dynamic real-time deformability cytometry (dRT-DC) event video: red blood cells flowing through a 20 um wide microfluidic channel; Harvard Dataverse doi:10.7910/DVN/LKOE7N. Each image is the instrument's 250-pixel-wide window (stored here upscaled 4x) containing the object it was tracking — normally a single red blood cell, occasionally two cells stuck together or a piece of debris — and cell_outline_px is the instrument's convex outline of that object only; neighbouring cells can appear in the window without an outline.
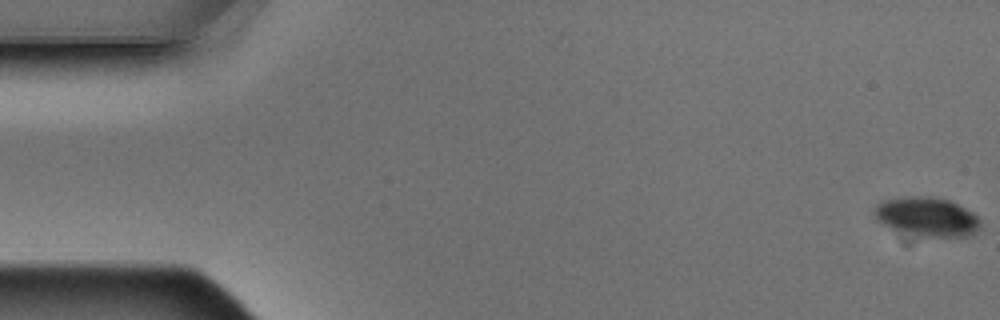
{"species": "Egyptian fruit bat (a non-hibernating species)", "species_latin": "Rousettus aegyptiacus", "temperature_condition": "warm", "stored_images_in_passage": 5, "camera_frame_rate_fps": 3000, "um_per_image_px": 0.085, "animal": {"sex": "male"}, "frame": {"image": 1, "passage_image": 1, "time_ms": 0.0, "image_size_px": [1000, 320], "cell_outline_px": [[980, 228], [976, 232], [968, 236], [924, 236], [892, 228], [876, 220], [872, 212], [876, 204], [880, 200], [904, 196], [936, 196], [948, 200], [972, 212], [980, 220]], "centroid_in_image_um": [78.75, 18.39], "position_along_channel_um": 6.2, "area_um2": 24.1}}
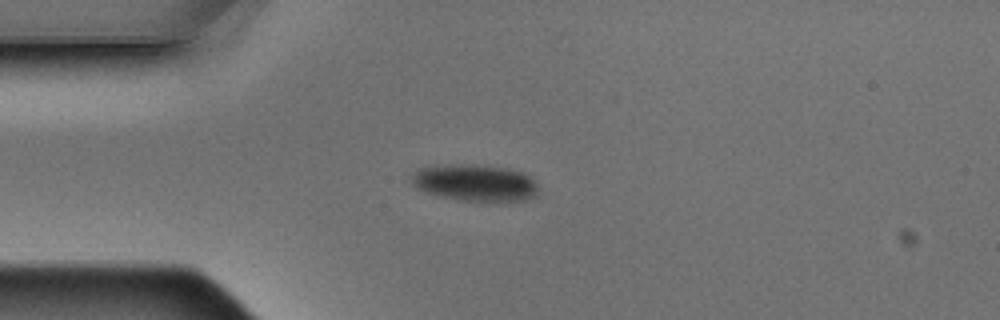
{"frame": {"image": 2, "passage_image": 4, "time_ms": 1.0, "image_size_px": [1000, 320], "cell_outline_px": [[536, 196], [524, 200], [460, 200], [428, 192], [416, 188], [412, 184], [412, 176], [424, 164], [472, 164], [504, 168], [524, 172], [536, 184]], "centroid_in_image_um": [40.32, 15.5], "position_along_channel_um": 44.7, "area_um2": 26.82}}
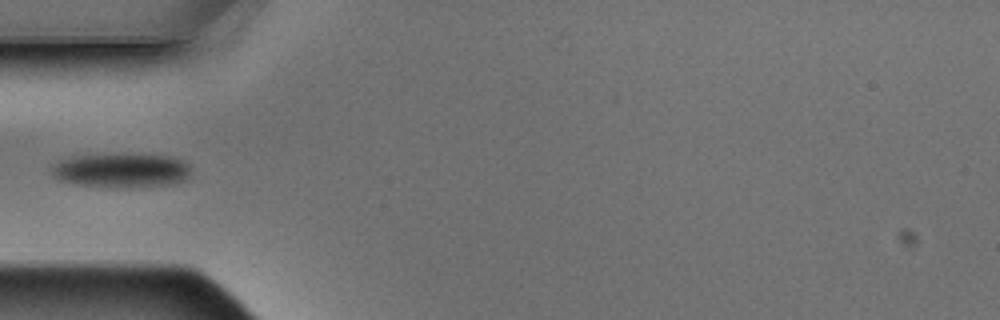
{"frame": {"image": 3, "passage_image": 5, "time_ms": 1.333, "image_size_px": [1000, 320], "cell_outline_px": [[188, 176], [184, 180], [176, 184], [140, 188], [120, 188], [72, 184], [60, 180], [52, 176], [52, 164], [60, 160], [76, 156], [168, 156], [180, 160], [188, 164]], "centroid_in_image_um": [10.29, 14.55], "position_along_channel_um": 74.7, "area_um2": 27.4}}